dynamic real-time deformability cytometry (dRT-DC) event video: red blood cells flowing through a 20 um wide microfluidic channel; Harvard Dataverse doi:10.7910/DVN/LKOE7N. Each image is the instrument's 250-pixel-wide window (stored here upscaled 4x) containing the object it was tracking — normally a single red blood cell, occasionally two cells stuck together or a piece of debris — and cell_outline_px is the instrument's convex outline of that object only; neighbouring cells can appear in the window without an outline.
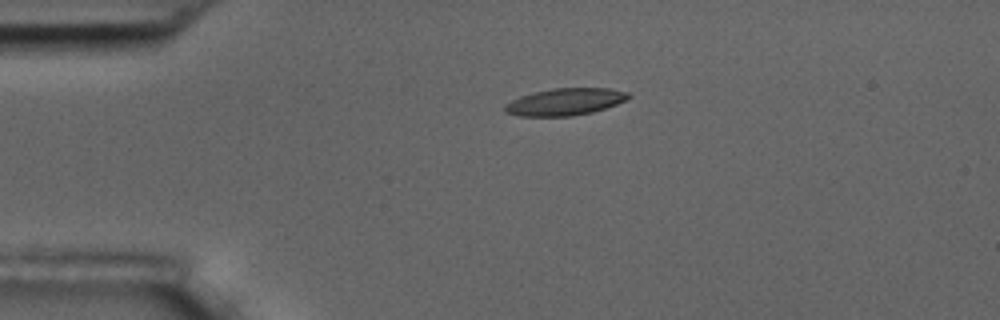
{"species": "common noctule bat (a hibernating species)", "species_latin": "Nyctalus noctula", "temperature_condition": "room temperature", "stored_images_in_passage": 5, "camera_frame_rate_fps": 3000, "um_per_image_px": 0.085, "animal": {"sex": "male", "body_mass_g": 17.5, "forearm_length_mm": 52.3}, "frame": {"image": 1, "passage_image": 5, "time_ms": 4.667, "image_size_px": [1000, 320], "cell_outline_px": [[632, 96], [616, 104], [592, 112], [572, 116], [520, 116], [504, 112], [504, 104], [520, 96], [552, 88], [608, 88], [628, 92]], "centroid_in_image_um": [48.01, 8.65], "position_along_channel_um": 37.0, "area_um2": 19.36}}